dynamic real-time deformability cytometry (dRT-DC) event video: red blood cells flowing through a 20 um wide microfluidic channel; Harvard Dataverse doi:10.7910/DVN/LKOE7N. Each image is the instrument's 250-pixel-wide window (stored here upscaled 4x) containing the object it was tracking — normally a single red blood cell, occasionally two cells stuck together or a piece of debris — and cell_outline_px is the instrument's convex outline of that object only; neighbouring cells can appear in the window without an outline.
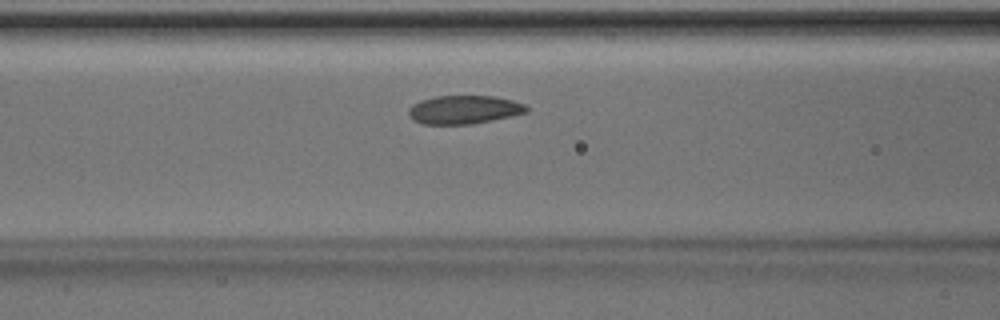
{"species": "Egyptian fruit bat (a non-hibernating species)", "species_latin": "Rousettus aegyptiacus", "temperature_condition": "room temperature", "stored_images_in_passage": 35, "camera_frame_rate_fps": 3000, "um_per_image_px": 0.085, "animal": {"sex": "male"}, "frame": {"image": 1, "passage_image": 8, "time_ms": 2.333, "image_size_px": [1000, 320], "cell_outline_px": [[528, 112], [512, 116], [472, 124], [424, 124], [412, 120], [408, 116], [408, 108], [412, 104], [420, 100], [432, 96], [496, 96], [512, 100], [524, 104], [528, 108]], "centroid_in_image_um": [39.41, 9.32], "position_along_channel_um": 127.2, "area_um2": 19.77}}
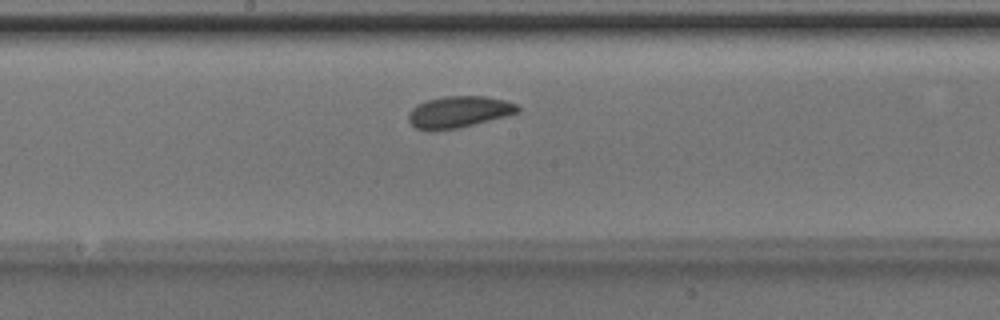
{"frame": {"image": 2, "passage_image": 14, "time_ms": 4.333, "image_size_px": [1000, 320], "cell_outline_px": [[520, 112], [460, 128], [436, 132], [428, 132], [416, 128], [408, 120], [408, 112], [416, 104], [428, 100], [444, 96], [484, 96], [504, 100], [516, 104], [520, 108]], "centroid_in_image_um": [38.95, 9.54], "position_along_channel_um": 209.3, "area_um2": 20.4}}
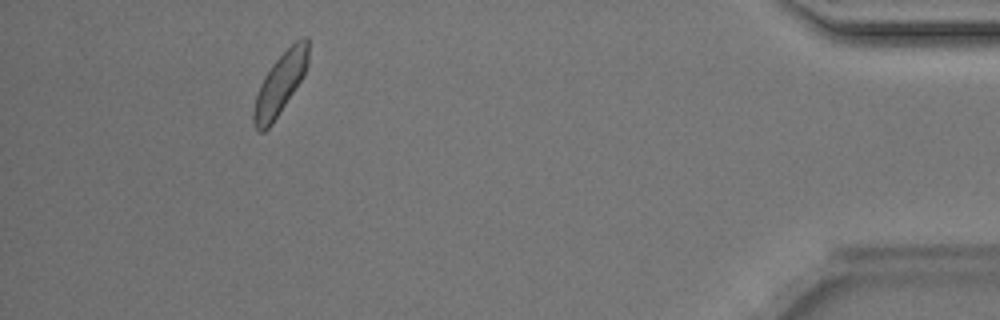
{"frame": {"image": 3, "passage_image": 33, "time_ms": 10.667, "image_size_px": [1000, 320], "cell_outline_px": [[308, 64], [300, 80], [272, 124], [264, 132], [260, 132], [252, 124], [252, 112], [256, 96], [260, 84], [264, 76], [272, 64], [296, 40], [304, 36], [308, 36]], "centroid_in_image_um": [23.78, 7.13], "position_along_channel_um": 411.4, "area_um2": 19.19}, "authors_computed_cell_mechanics": {"area_um2": 19.7676, "velocity_mm_per_s": 4.1069, "shape_relaxation_time_tau1_ms": 2.4439, "shape_relaxation_time_tau2_ms": null, "deformation_change_tau1": 0.0684, "deformation_change_tau2": null}}